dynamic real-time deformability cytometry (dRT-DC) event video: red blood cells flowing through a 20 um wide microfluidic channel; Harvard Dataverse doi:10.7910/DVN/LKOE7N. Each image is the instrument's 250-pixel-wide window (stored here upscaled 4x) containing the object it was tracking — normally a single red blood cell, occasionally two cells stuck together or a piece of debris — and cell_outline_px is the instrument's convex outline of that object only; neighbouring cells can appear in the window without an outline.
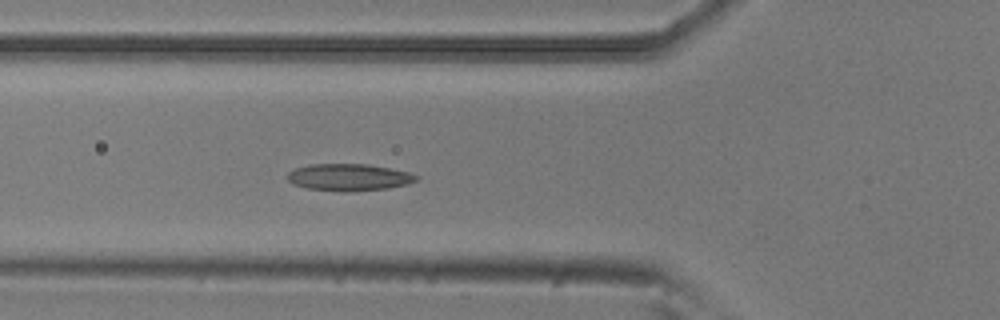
{"species": "common noctule bat (a hibernating species)", "species_latin": "Nyctalus noctula", "temperature_condition": "room temperature", "stored_images_in_passage": 10, "camera_frame_rate_fps": 3000, "um_per_image_px": 0.085, "animal": {"sex": "male", "body_mass_g": 20.5, "forearm_length_mm": 52.5}, "frame": {"image": 1, "passage_image": 6, "time_ms": 1.667, "image_size_px": [1000, 320], "cell_outline_px": [[420, 176], [416, 180], [408, 184], [388, 188], [340, 192], [308, 188], [292, 184], [284, 176], [288, 172], [296, 168], [308, 164], [368, 164], [412, 172]], "centroid_in_image_um": [29.65, 15.06], "position_along_channel_um": 96.2, "area_um2": 20.46}}
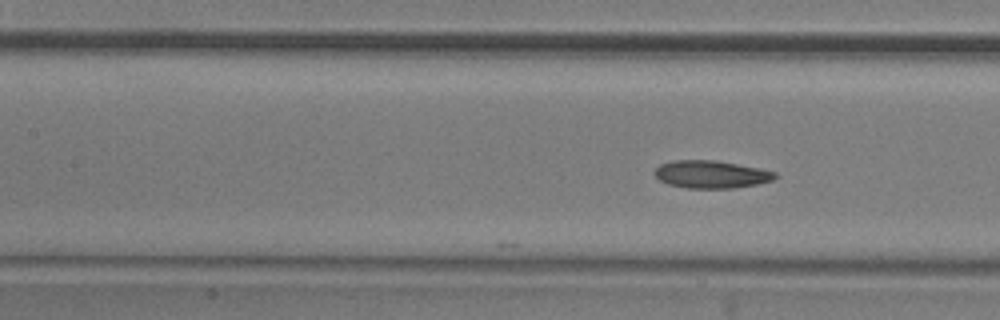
{"frame": {"image": 2, "passage_image": 10, "time_ms": 3.0, "image_size_px": [1000, 320], "cell_outline_px": [[780, 176], [772, 180], [756, 184], [732, 188], [688, 188], [668, 184], [660, 180], [652, 172], [660, 164], [672, 160], [716, 160], [760, 168], [776, 172]], "centroid_in_image_um": [60.45, 14.81], "position_along_channel_um": 146.9, "area_um2": 19.48}}